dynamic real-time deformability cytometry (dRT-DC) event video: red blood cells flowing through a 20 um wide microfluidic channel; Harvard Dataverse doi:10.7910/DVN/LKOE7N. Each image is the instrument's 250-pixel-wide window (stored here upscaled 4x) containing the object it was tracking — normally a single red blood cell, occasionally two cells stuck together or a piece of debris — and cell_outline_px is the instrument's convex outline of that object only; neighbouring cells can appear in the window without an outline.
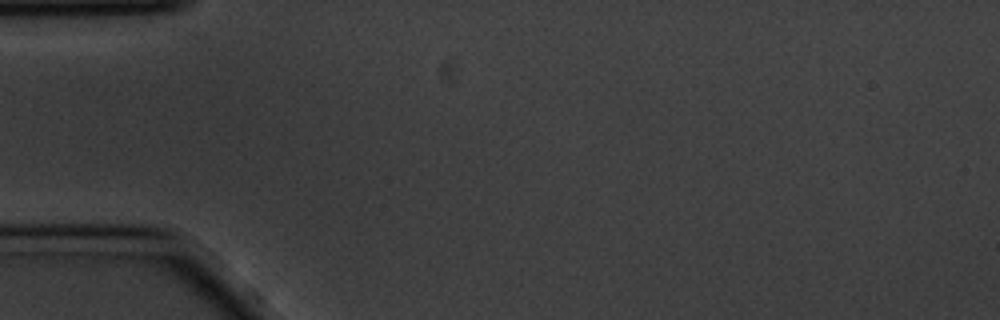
{"species": "common noctule bat (a hibernating species)", "species_latin": "Nyctalus noctula", "temperature_condition": "cold", "stored_images_in_passage": 7, "camera_frame_rate_fps": 3000, "um_per_image_px": 0.085, "animal": {"sex": "male", "body_mass_g": 20.1, "forearm_length_mm": 53.5}, "frame": {"image": 1, "passage_image": 1, "time_ms": 0.0, "image_size_px": [1000, 320], "cell_outline_px": [[232, 300], [140, 252], [144, 248], [184, 252], [208, 268], [224, 280], [232, 288]], "centroid_in_image_um": [16.2, 22.9], "position_along_channel_um": 68.8, "area_um2": 10.81}}